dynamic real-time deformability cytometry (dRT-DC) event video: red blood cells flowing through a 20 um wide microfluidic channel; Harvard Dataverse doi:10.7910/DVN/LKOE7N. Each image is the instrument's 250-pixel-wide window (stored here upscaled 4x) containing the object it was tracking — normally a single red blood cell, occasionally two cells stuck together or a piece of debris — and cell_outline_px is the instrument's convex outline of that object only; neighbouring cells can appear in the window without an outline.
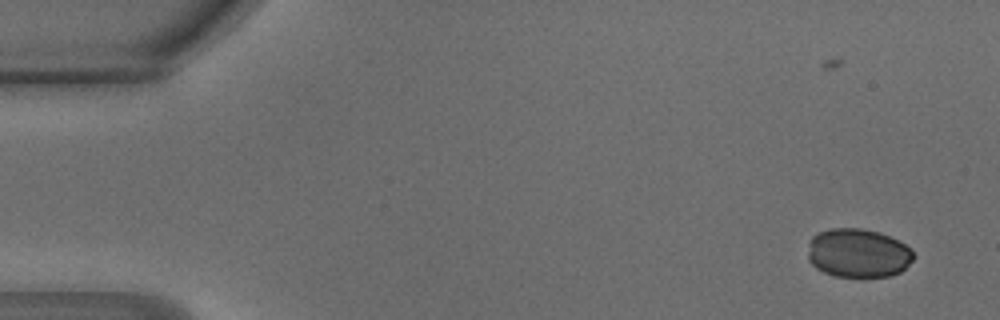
{"species": "common noctule bat (a hibernating species)", "species_latin": "Nyctalus noctula", "temperature_condition": "warm", "stored_images_in_passage": 48, "camera_frame_rate_fps": 3000, "um_per_image_px": 0.085, "animal": {"sex": "male", "body_mass_g": 18.8}, "frame": {"image": 1, "passage_image": 2, "time_ms": 0.333, "image_size_px": [1000, 320], "cell_outline_px": [[916, 256], [900, 272], [888, 276], [836, 276], [824, 272], [816, 268], [808, 260], [808, 252], [812, 236], [820, 232], [832, 228], [860, 228], [880, 232], [912, 248]], "centroid_in_image_um": [72.95, 21.5], "position_along_channel_um": 12.1, "area_um2": 29.94}}
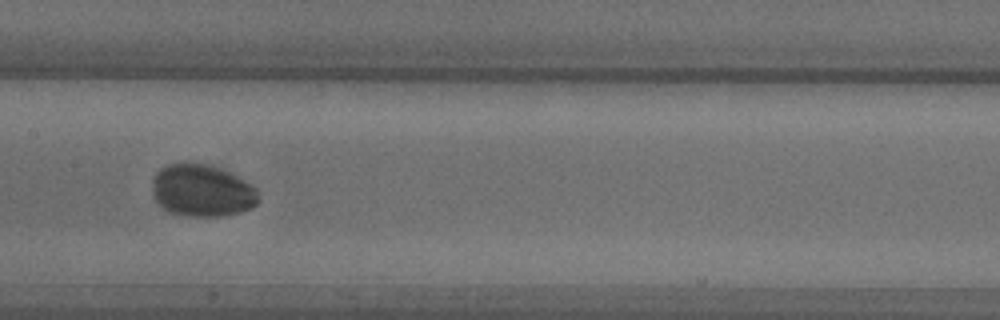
{"frame": {"image": 2, "passage_image": 23, "time_ms": 7.333, "image_size_px": [1000, 320], "cell_outline_px": [[260, 200], [256, 204], [240, 212], [220, 216], [188, 216], [172, 212], [164, 208], [156, 200], [152, 184], [152, 176], [160, 168], [168, 164], [188, 160], [212, 164], [252, 184], [256, 188]], "centroid_in_image_um": [17.16, 16.15], "position_along_channel_um": 190.2, "area_um2": 32.66}}
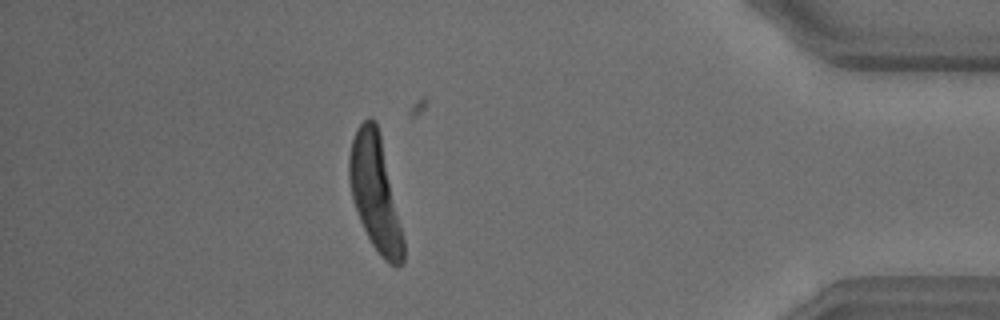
{"frame": {"image": 3, "passage_image": 41, "time_ms": 13.333, "image_size_px": [1000, 320], "cell_outline_px": [[404, 260], [396, 268], [388, 264], [380, 256], [372, 244], [360, 220], [352, 196], [348, 176], [348, 156], [352, 140], [356, 128], [368, 116], [372, 116], [376, 120], [380, 132], [404, 240]], "centroid_in_image_um": [31.88, 16.36], "position_along_channel_um": 403.3, "area_um2": 36.24}}